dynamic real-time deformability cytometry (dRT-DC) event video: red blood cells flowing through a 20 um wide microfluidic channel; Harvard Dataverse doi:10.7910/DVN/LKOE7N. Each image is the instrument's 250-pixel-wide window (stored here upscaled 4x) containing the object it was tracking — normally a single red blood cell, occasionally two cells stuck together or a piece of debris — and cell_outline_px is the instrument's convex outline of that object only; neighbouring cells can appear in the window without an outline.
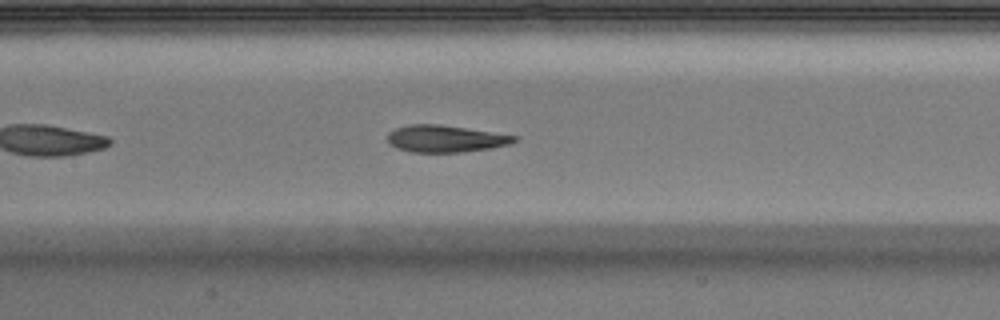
{"species": "Egyptian fruit bat (a non-hibernating species)", "species_latin": "Rousettus aegyptiacus", "temperature_condition": "warm", "stored_images_in_passage": 39, "camera_frame_rate_fps": 3000, "um_per_image_px": 0.085, "animal": {"sex": "male"}, "frame": {"image": 1, "passage_image": 12, "time_ms": 3.667, "image_size_px": [1000, 320], "cell_outline_px": [[520, 140], [508, 144], [492, 148], [460, 152], [412, 152], [396, 148], [388, 144], [388, 132], [396, 128], [408, 124], [440, 124], [520, 136]], "centroid_in_image_um": [37.88, 11.78], "position_along_channel_um": 169.5, "area_um2": 20.11}, "authors_computed_cell_mechanics": {"area_um2": 20.808, "velocity_mm_per_s": 3.9535, "shape_relaxation_time_tau1_ms": 6.6583, "shape_relaxation_time_tau2_ms": 1.546, "deformation_change_tau1": 0.2332, "deformation_change_tau2": 0.098}}